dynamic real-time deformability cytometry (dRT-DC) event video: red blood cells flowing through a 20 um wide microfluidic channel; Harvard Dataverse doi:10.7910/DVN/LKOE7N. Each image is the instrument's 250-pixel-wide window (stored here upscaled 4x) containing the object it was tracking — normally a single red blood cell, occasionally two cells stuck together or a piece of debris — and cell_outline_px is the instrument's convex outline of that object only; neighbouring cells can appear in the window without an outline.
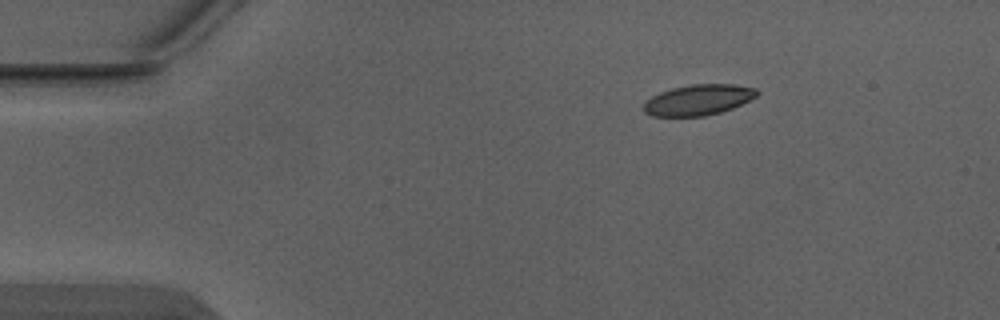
{"species": "Egyptian fruit bat (a non-hibernating species)", "species_latin": "Rousettus aegyptiacus", "temperature_condition": "warm", "stored_images_in_passage": 3, "camera_frame_rate_fps": 3000, "um_per_image_px": 0.085, "animal": {"sex": "male"}, "frame": {"image": 1, "passage_image": 1, "time_ms": 0.0, "image_size_px": [1000, 320], "cell_outline_px": [[760, 92], [756, 96], [732, 108], [720, 112], [704, 116], [652, 116], [644, 112], [644, 104], [652, 96], [660, 92], [672, 88], [692, 84], [736, 84], [756, 88]], "centroid_in_image_um": [59.37, 8.48], "position_along_channel_um": 25.6, "area_um2": 20.11}}
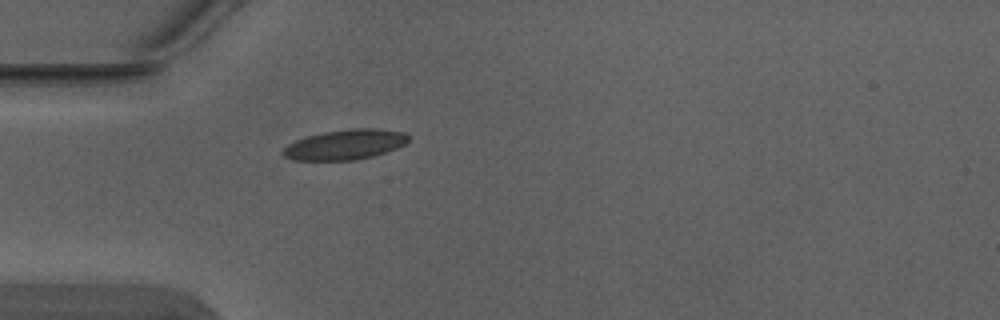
{"frame": {"image": 2, "passage_image": 3, "time_ms": 0.667, "image_size_px": [1000, 320], "cell_outline_px": [[408, 140], [404, 144], [396, 148], [372, 156], [352, 160], [292, 160], [284, 156], [280, 152], [288, 144], [296, 140], [308, 136], [324, 132], [352, 128], [380, 128], [404, 132], [408, 136]], "centroid_in_image_um": [29.32, 12.28], "position_along_channel_um": 55.7, "area_um2": 21.85}}